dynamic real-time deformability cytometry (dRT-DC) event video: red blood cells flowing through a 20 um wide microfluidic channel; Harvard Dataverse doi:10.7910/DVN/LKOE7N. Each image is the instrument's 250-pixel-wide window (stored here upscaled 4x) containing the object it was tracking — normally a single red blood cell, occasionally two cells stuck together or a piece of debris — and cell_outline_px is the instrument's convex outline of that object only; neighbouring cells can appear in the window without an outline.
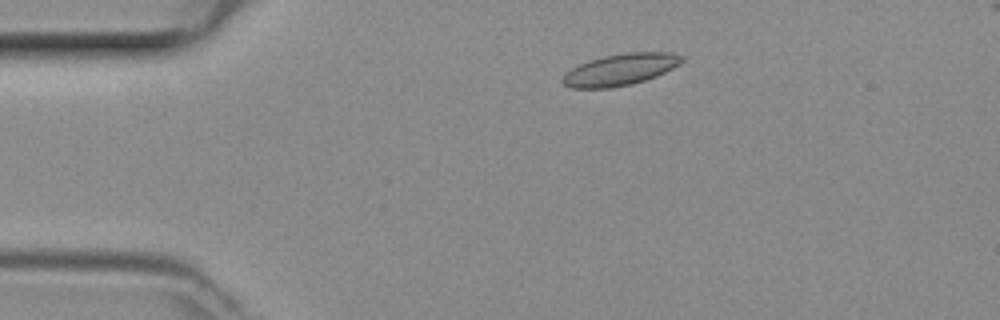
{"species": "common noctule bat (a hibernating species)", "species_latin": "Nyctalus noctula", "temperature_condition": "room temperature", "stored_images_in_passage": 6, "camera_frame_rate_fps": 3000, "um_per_image_px": 0.085, "animal": {"sex": "female", "body_mass_g": 29.2, "forearm_length_mm": 56.3}, "frame": {"image": 1, "passage_image": 1, "time_ms": 0.0, "image_size_px": [1000, 320], "cell_outline_px": [[684, 60], [680, 64], [656, 76], [632, 84], [612, 88], [572, 88], [564, 84], [560, 80], [572, 68], [588, 60], [604, 56], [628, 52], [672, 52], [684, 56]], "centroid_in_image_um": [52.75, 5.91], "position_along_channel_um": 32.2, "area_um2": 21.91}}